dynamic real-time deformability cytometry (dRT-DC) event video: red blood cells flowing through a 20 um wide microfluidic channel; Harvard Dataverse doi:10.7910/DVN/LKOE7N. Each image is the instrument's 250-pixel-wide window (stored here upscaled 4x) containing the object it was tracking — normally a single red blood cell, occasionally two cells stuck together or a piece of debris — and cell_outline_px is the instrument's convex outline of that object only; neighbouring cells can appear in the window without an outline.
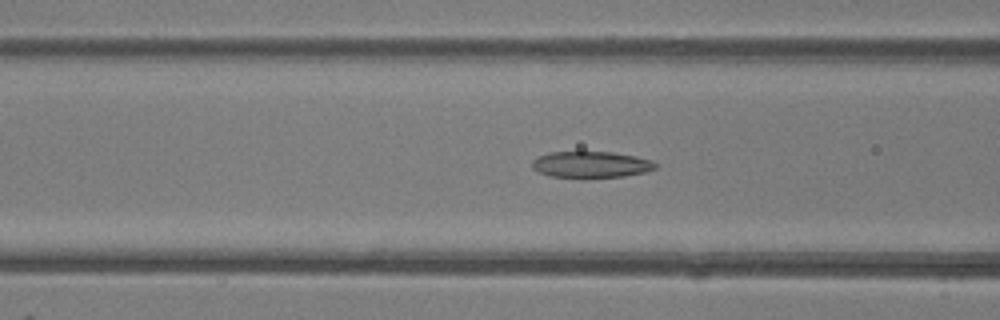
{"species": "common noctule bat (a hibernating species)", "species_latin": "Nyctalus noctula", "temperature_condition": "room temperature", "stored_images_in_passage": 39, "camera_frame_rate_fps": 3000, "um_per_image_px": 0.085, "animal": {"sex": "female"}, "frame": {"image": 1, "passage_image": 10, "time_ms": 3.0, "image_size_px": [1000, 320], "cell_outline_px": [[660, 164], [656, 168], [644, 172], [624, 176], [548, 176], [532, 168], [532, 160], [536, 156], [548, 152], [612, 152], [636, 156], [652, 160]], "centroid_in_image_um": [50.25, 13.95], "position_along_channel_um": 116.4, "area_um2": 18.67}}
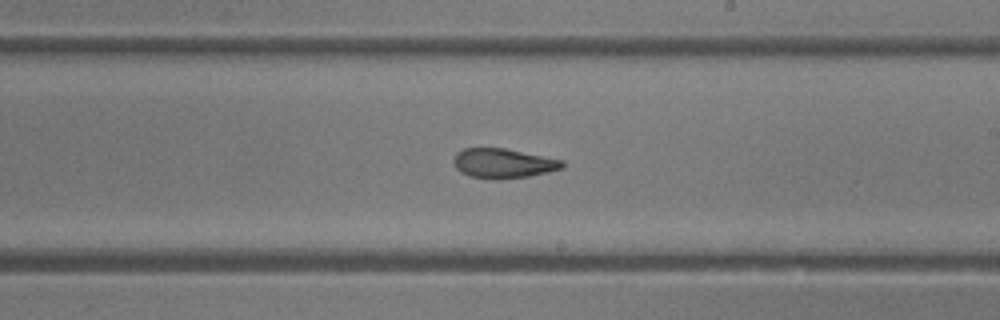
{"frame": {"image": 2, "passage_image": 19, "time_ms": 6.0, "image_size_px": [1000, 320], "cell_outline_px": [[564, 168], [548, 172], [528, 176], [500, 180], [496, 180], [468, 176], [460, 172], [456, 168], [452, 160], [456, 152], [464, 148], [504, 148], [564, 160]], "centroid_in_image_um": [42.75, 13.89], "position_along_channel_um": 246.2, "area_um2": 19.02}}
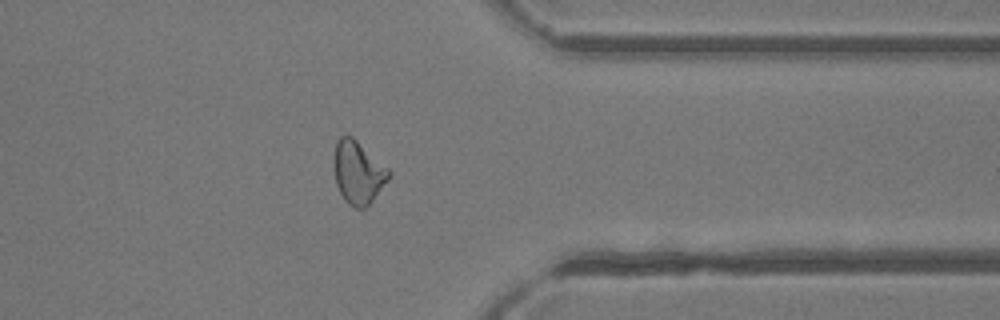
{"frame": {"image": 3, "passage_image": 29, "time_ms": 9.333, "image_size_px": [1000, 320], "cell_outline_px": [[392, 176], [368, 208], [356, 208], [348, 204], [344, 200], [336, 184], [332, 164], [332, 160], [336, 140], [340, 136], [352, 136], [388, 168], [392, 172]], "centroid_in_image_um": [30.44, 14.68], "position_along_channel_um": 381.0, "area_um2": 20.63}, "authors_computed_cell_mechanics": {"area_um2": 19.8254, "velocity_mm_per_s": 4.3276, "shape_relaxation_time_tau1_ms": null, "shape_relaxation_time_tau2_ms": 1.3914, "deformation_change_tau1": null, "deformation_change_tau2": 0.084}}